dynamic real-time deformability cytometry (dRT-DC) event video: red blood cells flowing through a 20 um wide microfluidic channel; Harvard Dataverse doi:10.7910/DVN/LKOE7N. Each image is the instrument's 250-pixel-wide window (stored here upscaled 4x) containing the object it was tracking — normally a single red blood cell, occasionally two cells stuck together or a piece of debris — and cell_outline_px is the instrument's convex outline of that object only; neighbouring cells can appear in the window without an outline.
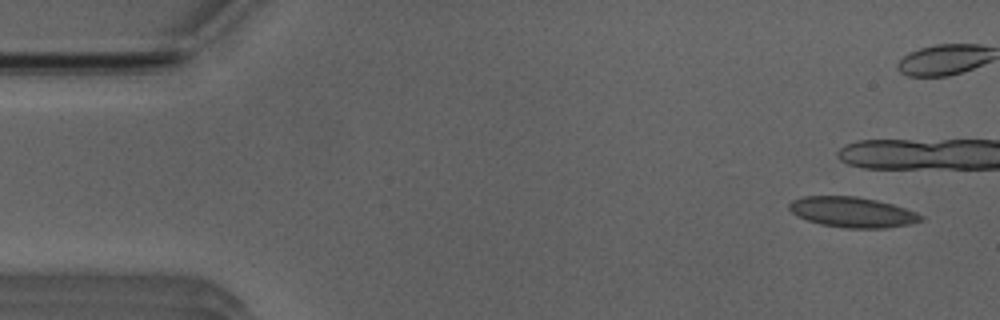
{"species": "Egyptian fruit bat (a non-hibernating species)", "species_latin": "Rousettus aegyptiacus", "temperature_condition": "room temperature", "stored_images_in_passage": 8, "camera_frame_rate_fps": 3000, "um_per_image_px": 0.085, "animal": {"sex": "male"}, "frame": {"image": 1, "passage_image": 1, "time_ms": 0.0, "image_size_px": [1000, 320], "cell_outline_px": [[924, 220], [908, 224], [884, 228], [844, 228], [820, 224], [796, 216], [788, 208], [788, 204], [792, 200], [804, 196], [856, 196], [876, 200], [892, 204], [916, 212], [924, 216]], "centroid_in_image_um": [72.43, 18.03], "position_along_channel_um": 12.6, "area_um2": 23.29}}